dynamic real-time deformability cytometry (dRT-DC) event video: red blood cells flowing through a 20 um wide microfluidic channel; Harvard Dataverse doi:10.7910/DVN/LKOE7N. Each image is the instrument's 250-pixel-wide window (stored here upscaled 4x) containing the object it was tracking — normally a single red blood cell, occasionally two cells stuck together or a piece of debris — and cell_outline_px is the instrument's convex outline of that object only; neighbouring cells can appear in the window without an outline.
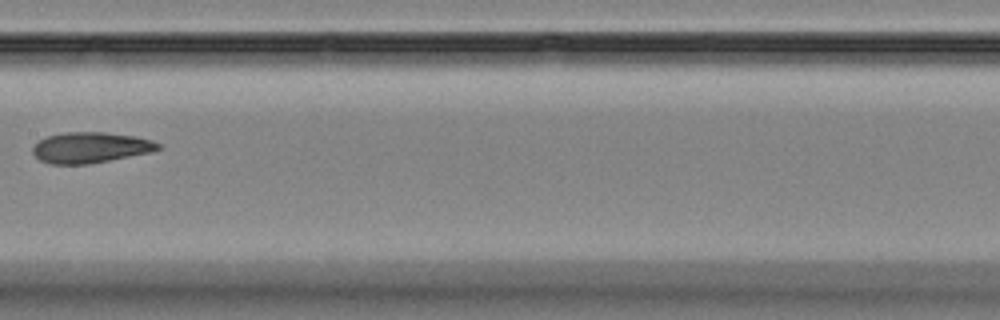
{"species": "Egyptian fruit bat (a non-hibernating species)", "species_latin": "Rousettus aegyptiacus", "temperature_condition": "room temperature", "stored_images_in_passage": 14, "camera_frame_rate_fps": 3000, "um_per_image_px": 0.085, "animal": {"sex": "female"}, "frame": {"image": 1, "passage_image": 7, "time_ms": 8.333, "image_size_px": [1000, 320], "cell_outline_px": [[164, 148], [152, 152], [88, 164], [48, 164], [40, 160], [32, 152], [32, 148], [40, 140], [48, 136], [68, 132], [104, 132], [136, 136], [152, 140], [160, 144]], "centroid_in_image_um": [7.73, 12.54], "position_along_channel_um": 199.7, "area_um2": 22.48}}
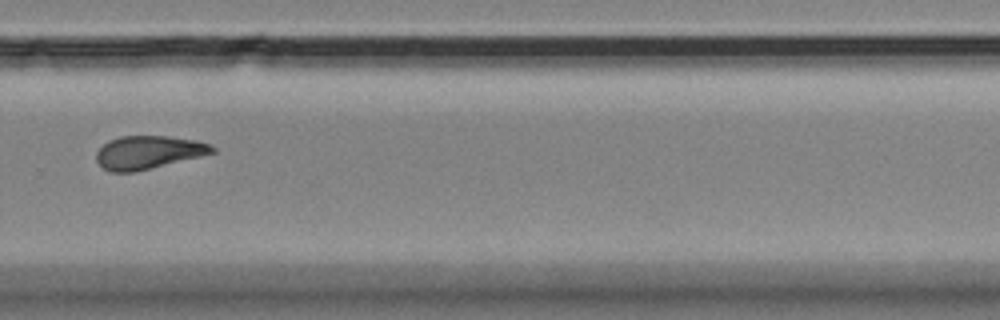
{"frame": {"image": 2, "passage_image": 10, "time_ms": 11.667, "image_size_px": [1000, 320], "cell_outline_px": [[216, 152], [136, 172], [108, 172], [96, 160], [96, 152], [108, 140], [120, 136], [168, 136], [196, 140], [208, 144], [216, 148]], "centroid_in_image_um": [12.59, 12.95], "position_along_channel_um": 317.2, "area_um2": 22.37}}
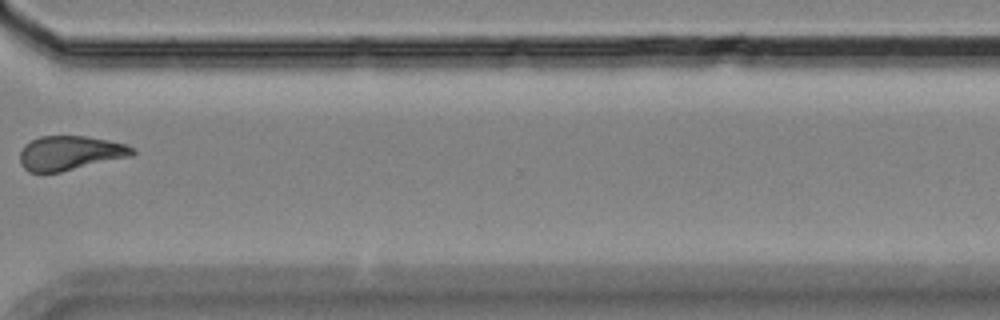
{"frame": {"image": 3, "passage_image": 11, "time_ms": 13.0, "image_size_px": [1000, 320], "cell_outline_px": [[136, 152], [132, 156], [60, 172], [28, 172], [20, 164], [20, 152], [24, 144], [40, 136], [84, 136], [108, 140], [124, 144], [132, 148]], "centroid_in_image_um": [5.93, 13.01], "position_along_channel_um": 364.7, "area_um2": 22.43}}